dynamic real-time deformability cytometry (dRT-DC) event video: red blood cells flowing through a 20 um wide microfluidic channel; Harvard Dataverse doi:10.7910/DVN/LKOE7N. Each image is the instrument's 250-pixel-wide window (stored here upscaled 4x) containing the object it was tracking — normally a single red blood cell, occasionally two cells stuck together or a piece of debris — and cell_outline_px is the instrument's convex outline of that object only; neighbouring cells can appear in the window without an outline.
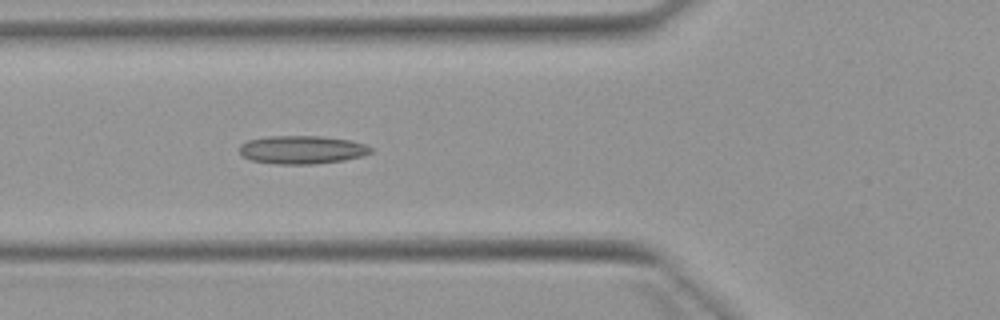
{"species": "Egyptian fruit bat (a non-hibernating species)", "species_latin": "Rousettus aegyptiacus", "temperature_condition": "warm", "stored_images_in_passage": 5, "camera_frame_rate_fps": 3000, "um_per_image_px": 0.085, "animal": {"sex": "female"}, "frame": {"image": 1, "passage_image": 5, "time_ms": 5.333, "image_size_px": [1000, 320], "cell_outline_px": [[372, 152], [364, 156], [344, 160], [316, 164], [276, 164], [252, 160], [240, 156], [240, 144], [248, 140], [268, 136], [320, 136], [348, 140], [364, 144], [372, 148]], "centroid_in_image_um": [25.65, 12.73], "position_along_channel_um": 100.1, "area_um2": 21.68}}